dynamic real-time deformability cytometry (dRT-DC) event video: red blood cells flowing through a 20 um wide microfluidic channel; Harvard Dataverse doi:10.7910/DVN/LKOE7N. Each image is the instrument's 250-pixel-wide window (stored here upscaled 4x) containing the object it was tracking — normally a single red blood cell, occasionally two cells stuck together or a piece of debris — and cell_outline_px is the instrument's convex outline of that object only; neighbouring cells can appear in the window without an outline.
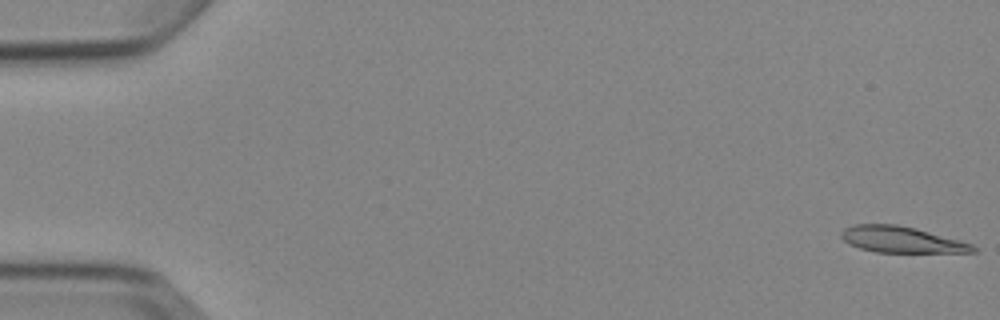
{"species": "Egyptian fruit bat (a non-hibernating species)", "species_latin": "Rousettus aegyptiacus", "temperature_condition": "cold", "stored_images_in_passage": 5, "camera_frame_rate_fps": 3000, "um_per_image_px": 0.085, "animal": {"sex": "female"}, "frame": {"image": 1, "passage_image": 1, "time_ms": 0.0, "image_size_px": [1000, 320], "cell_outline_px": [[976, 252], [876, 252], [860, 248], [848, 244], [840, 236], [840, 232], [844, 228], [852, 224], [896, 224], [916, 228], [960, 240], [972, 244], [976, 248]], "centroid_in_image_um": [76.58, 20.35], "position_along_channel_um": 8.4, "area_um2": 20.11}}
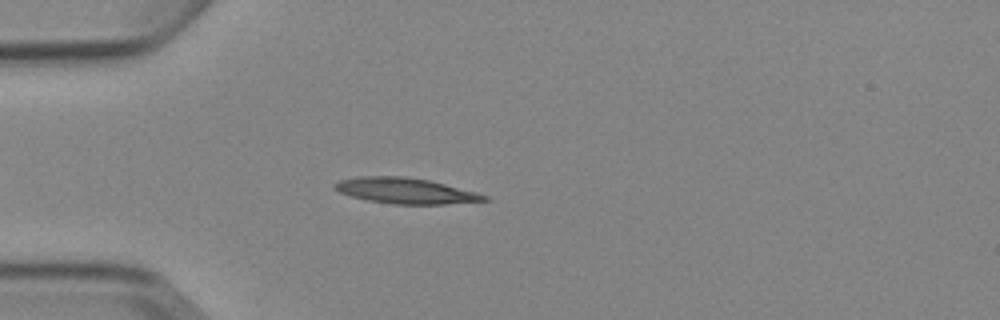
{"frame": {"image": 2, "passage_image": 5, "time_ms": 4.667, "image_size_px": [1000, 320], "cell_outline_px": [[492, 200], [444, 204], [392, 204], [368, 200], [352, 196], [340, 192], [332, 188], [332, 184], [340, 180], [360, 176], [408, 176], [428, 180], [476, 192], [488, 196]], "centroid_in_image_um": [34.46, 16.21], "position_along_channel_um": 50.5, "area_um2": 22.37}}